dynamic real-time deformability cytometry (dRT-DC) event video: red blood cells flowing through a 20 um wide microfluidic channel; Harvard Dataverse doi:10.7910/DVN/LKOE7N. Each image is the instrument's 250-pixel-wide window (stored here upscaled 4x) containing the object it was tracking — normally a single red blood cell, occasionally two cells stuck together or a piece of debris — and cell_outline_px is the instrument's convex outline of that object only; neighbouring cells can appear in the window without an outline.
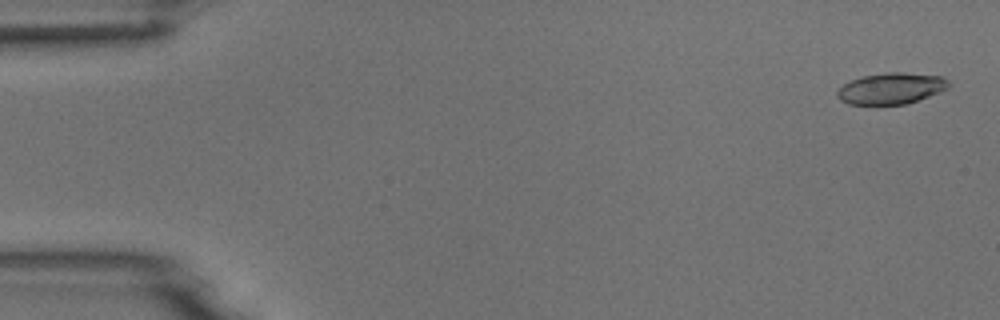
{"species": "common noctule bat (a hibernating species)", "species_latin": "Nyctalus noctula", "temperature_condition": "room temperature", "stored_images_in_passage": 5, "camera_frame_rate_fps": 3000, "um_per_image_px": 0.085, "animal": {"sex": "male", "body_mass_g": 18.8}, "frame": {"image": 1, "passage_image": 1, "time_ms": 0.0, "image_size_px": [1000, 320], "cell_outline_px": [[948, 88], [940, 92], [904, 104], [848, 104], [840, 100], [836, 96], [836, 92], [844, 84], [852, 80], [864, 76], [888, 72], [904, 72], [940, 76], [948, 80]], "centroid_in_image_um": [75.73, 7.51], "position_along_channel_um": 9.3, "area_um2": 20.0}}
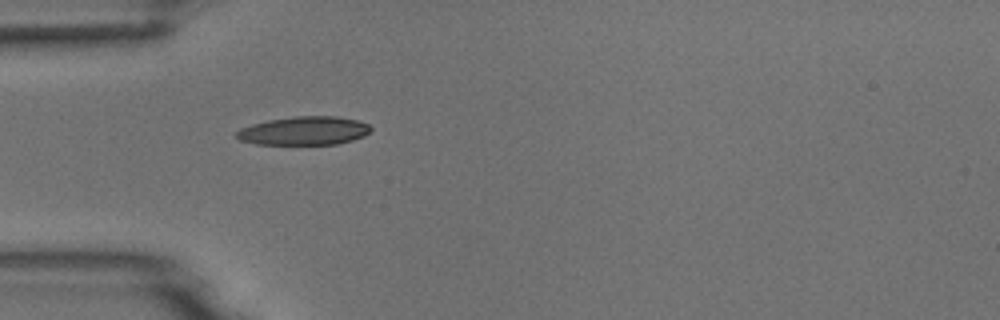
{"frame": {"image": 2, "passage_image": 5, "time_ms": 4.667, "image_size_px": [1000, 320], "cell_outline_px": [[372, 128], [364, 136], [352, 140], [336, 144], [256, 144], [240, 140], [236, 136], [236, 132], [240, 128], [252, 124], [268, 120], [296, 116], [336, 116], [356, 120], [368, 124]], "centroid_in_image_um": [25.83, 11.11], "position_along_channel_um": 59.2, "area_um2": 22.2}}